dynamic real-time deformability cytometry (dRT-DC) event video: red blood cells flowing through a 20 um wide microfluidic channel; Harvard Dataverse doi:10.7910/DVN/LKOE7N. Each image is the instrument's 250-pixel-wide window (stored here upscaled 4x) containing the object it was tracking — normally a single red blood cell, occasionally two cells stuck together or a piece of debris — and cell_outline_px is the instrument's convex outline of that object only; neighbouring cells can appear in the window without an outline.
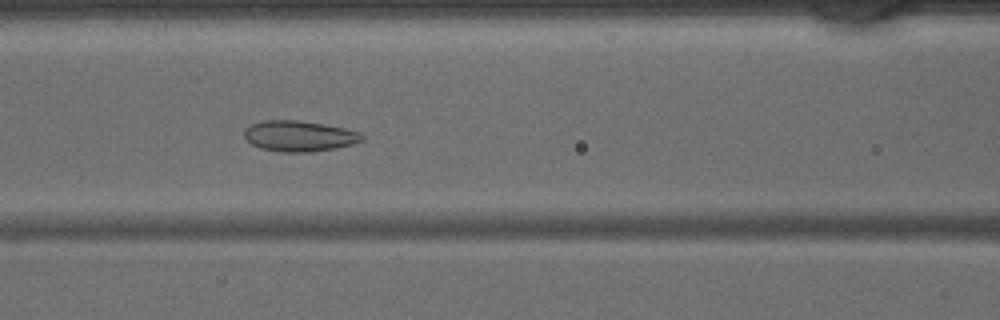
{"species": "common noctule bat (a hibernating species)", "species_latin": "Nyctalus noctula", "temperature_condition": "warm", "stored_images_in_passage": 43, "camera_frame_rate_fps": 3000, "um_per_image_px": 0.085, "animal": {"sex": "male", "body_mass_g": 15.6}, "frame": {"image": 1, "passage_image": 18, "time_ms": 5.667, "image_size_px": [1000, 320], "cell_outline_px": [[364, 140], [352, 144], [336, 148], [308, 152], [284, 152], [260, 148], [252, 144], [244, 136], [244, 128], [252, 124], [264, 120], [300, 120], [324, 124], [344, 128], [360, 132], [364, 136]], "centroid_in_image_um": [25.44, 11.56], "position_along_channel_um": 141.2, "area_um2": 21.1}}
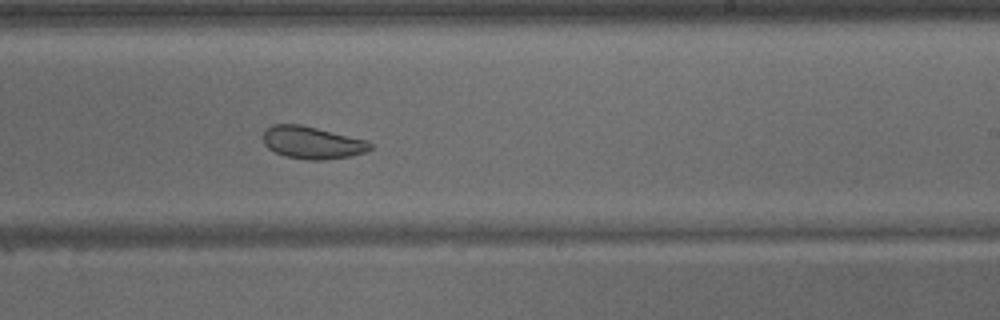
{"frame": {"image": 2, "passage_image": 26, "time_ms": 8.333, "image_size_px": [1000, 320], "cell_outline_px": [[372, 148], [364, 152], [348, 156], [324, 160], [308, 160], [288, 156], [276, 152], [268, 148], [264, 144], [264, 132], [272, 124], [300, 124], [368, 140], [372, 144]], "centroid_in_image_um": [26.55, 12.11], "position_along_channel_um": 262.4, "area_um2": 20.0}}
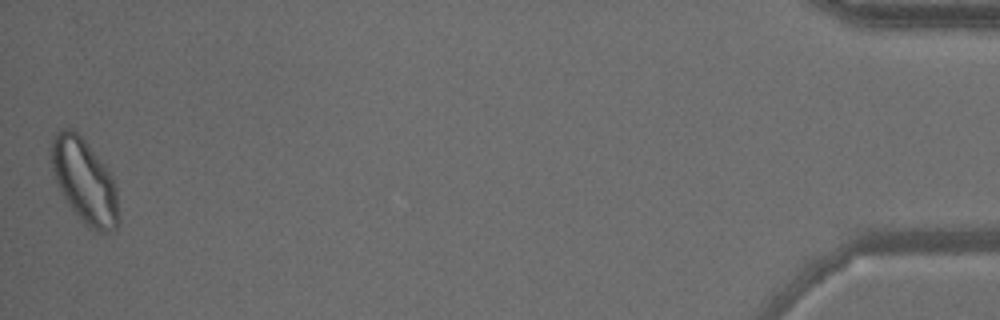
{"frame": {"image": 3, "passage_image": 43, "time_ms": 14.0, "image_size_px": [1000, 320], "cell_outline_px": [[120, 224], [116, 228], [108, 232], [96, 232], [88, 228], [80, 220], [68, 204], [56, 180], [52, 168], [52, 136], [60, 128], [72, 128], [88, 144], [112, 176], [116, 188], [120, 220]], "centroid_in_image_um": [7.21, 15.44], "position_along_channel_um": 428.0, "area_um2": 32.89}}